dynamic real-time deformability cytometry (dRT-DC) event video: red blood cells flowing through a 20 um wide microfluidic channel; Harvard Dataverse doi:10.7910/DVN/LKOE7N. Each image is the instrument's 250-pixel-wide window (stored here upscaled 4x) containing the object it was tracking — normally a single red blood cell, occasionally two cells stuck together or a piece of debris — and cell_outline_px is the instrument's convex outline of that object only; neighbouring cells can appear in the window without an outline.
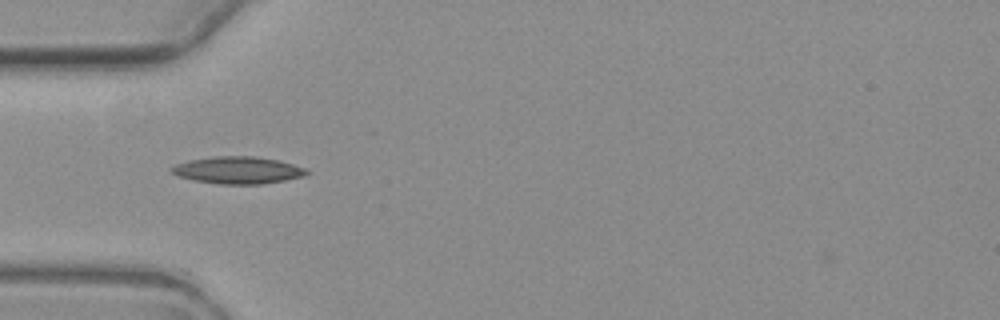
{"species": "common noctule bat (a hibernating species)", "species_latin": "Nyctalus noctula", "temperature_condition": "warm", "stored_images_in_passage": 2, "camera_frame_rate_fps": 3000, "um_per_image_px": 0.085, "animal": {"sex": "female", "body_mass_g": 19.3, "forearm_length_mm": 54.1}, "frame": {"image": 1, "passage_image": 1, "time_ms": 0.0, "image_size_px": [1000, 320], "cell_outline_px": [[308, 176], [260, 184], [216, 184], [192, 180], [176, 176], [168, 172], [168, 168], [176, 164], [192, 160], [216, 156], [256, 156], [276, 160], [292, 164], [304, 168], [308, 172]], "centroid_in_image_um": [20.16, 14.47], "position_along_channel_um": 64.8, "area_um2": 21.44}}
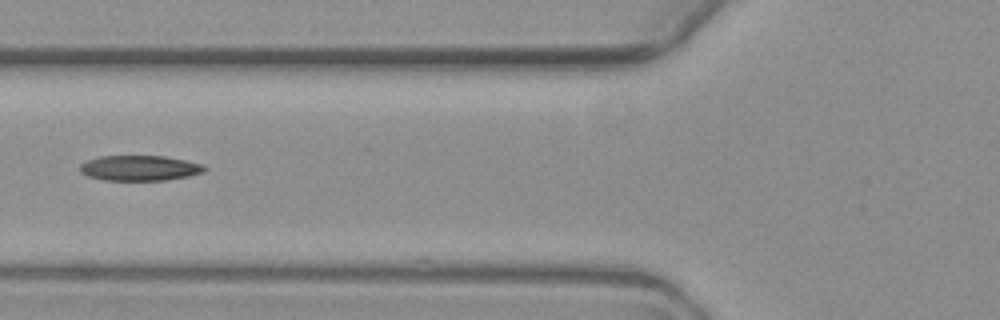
{"frame": {"image": 2, "passage_image": 2, "time_ms": 1.333, "image_size_px": [1000, 320], "cell_outline_px": [[208, 168], [204, 172], [188, 176], [168, 180], [104, 180], [88, 176], [80, 172], [80, 164], [84, 160], [100, 156], [164, 156], [204, 164]], "centroid_in_image_um": [11.87, 14.28], "position_along_channel_um": 113.9, "area_um2": 18.5}}